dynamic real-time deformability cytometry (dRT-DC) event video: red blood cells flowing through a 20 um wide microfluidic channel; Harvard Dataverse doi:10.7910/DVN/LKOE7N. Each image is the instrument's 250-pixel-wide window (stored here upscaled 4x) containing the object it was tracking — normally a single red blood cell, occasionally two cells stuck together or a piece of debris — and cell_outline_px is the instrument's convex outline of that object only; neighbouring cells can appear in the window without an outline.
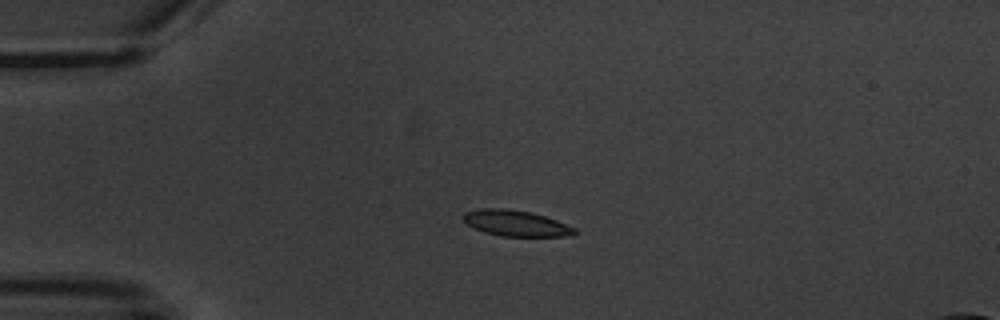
{"species": "common noctule bat (a hibernating species)", "species_latin": "Nyctalus noctula", "temperature_condition": "warm", "stored_images_in_passage": 5, "camera_frame_rate_fps": 3000, "um_per_image_px": 0.085, "animal": {"sex": "male", "body_mass_g": 20.1, "forearm_length_mm": 53.5}, "frame": {"image": 1, "passage_image": 4, "time_ms": 3.667, "image_size_px": [1000, 320], "cell_outline_px": [[576, 232], [572, 236], [500, 236], [484, 232], [468, 224], [460, 216], [464, 212], [480, 208], [504, 208], [532, 212], [556, 220], [576, 228]], "centroid_in_image_um": [43.83, 18.97], "position_along_channel_um": 41.2, "area_um2": 16.82}}